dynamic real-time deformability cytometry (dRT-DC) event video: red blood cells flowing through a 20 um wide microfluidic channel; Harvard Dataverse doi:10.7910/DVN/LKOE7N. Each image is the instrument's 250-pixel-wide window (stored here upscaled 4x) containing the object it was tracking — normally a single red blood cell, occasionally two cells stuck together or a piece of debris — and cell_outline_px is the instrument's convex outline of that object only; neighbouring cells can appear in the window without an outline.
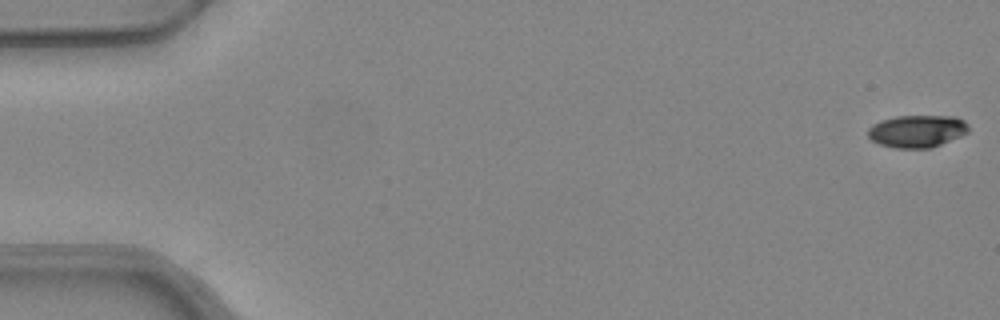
{"species": "common noctule bat (a hibernating species)", "species_latin": "Nyctalus noctula", "temperature_condition": "warm", "stored_images_in_passage": 52, "camera_frame_rate_fps": 3000, "um_per_image_px": 0.085, "animal": {"sex": "female", "body_mass_g": 24.6, "forearm_length_mm": 56.2}, "frame": {"image": 1, "passage_image": 1, "time_ms": 0.0, "image_size_px": [1000, 320], "cell_outline_px": [[968, 132], [960, 136], [932, 148], [896, 148], [880, 144], [872, 140], [868, 136], [868, 128], [872, 124], [880, 120], [896, 116], [956, 116], [964, 120], [968, 124]], "centroid_in_image_um": [77.95, 11.14], "position_along_channel_um": 7.1, "area_um2": 19.07}}
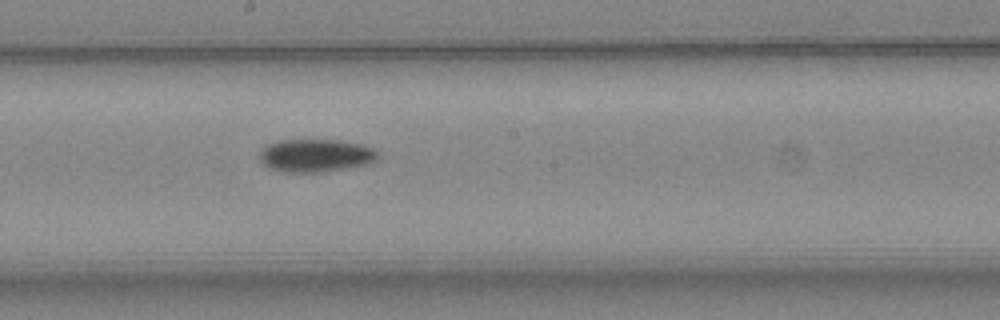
{"frame": {"image": 2, "passage_image": 29, "time_ms": 9.333, "image_size_px": [1000, 320], "cell_outline_px": [[380, 156], [372, 164], [324, 172], [284, 172], [268, 168], [260, 160], [260, 152], [268, 144], [280, 140], [336, 140], [360, 144], [376, 148], [380, 152]], "centroid_in_image_um": [26.91, 13.23], "position_along_channel_um": 221.3, "area_um2": 23.0}}
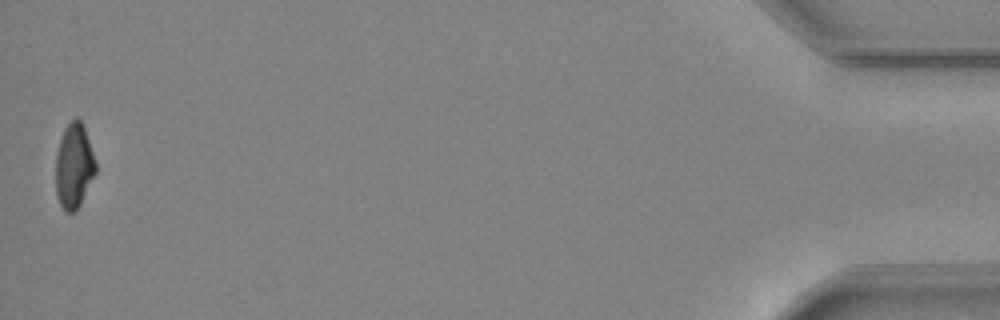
{"frame": {"image": 3, "passage_image": 52, "time_ms": 17.0, "image_size_px": [1000, 320], "cell_outline_px": [[96, 172], [76, 212], [64, 212], [56, 196], [56, 152], [64, 128], [76, 116], [84, 124], [96, 164]], "centroid_in_image_um": [6.28, 14.11], "position_along_channel_um": 428.9, "area_um2": 19.83}, "authors_computed_cell_mechanics": {"area_um2": 20.9814, "velocity_mm_per_s": 3.9696, "shape_relaxation_time_tau1_ms": 4.0425, "shape_relaxation_time_tau2_ms": null, "deformation_change_tau1": 0.1526, "deformation_change_tau2": null}}